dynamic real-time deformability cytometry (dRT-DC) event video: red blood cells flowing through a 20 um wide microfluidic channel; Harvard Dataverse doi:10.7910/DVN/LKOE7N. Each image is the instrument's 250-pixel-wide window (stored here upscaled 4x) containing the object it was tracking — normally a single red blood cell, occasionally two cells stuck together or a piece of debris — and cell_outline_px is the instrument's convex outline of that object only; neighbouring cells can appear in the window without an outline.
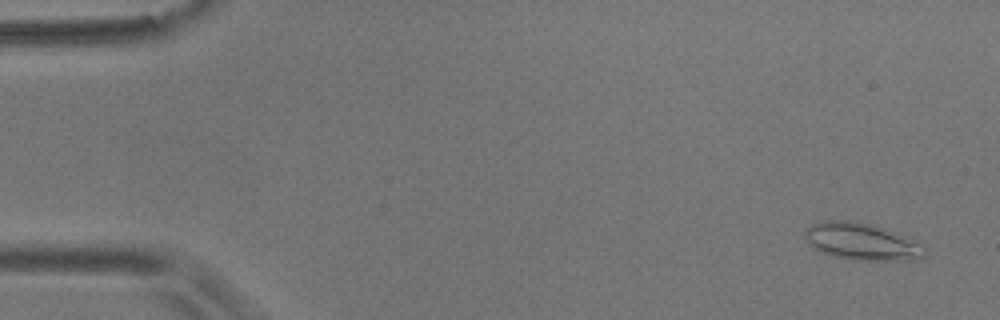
{"species": "common noctule bat (a hibernating species)", "species_latin": "Nyctalus noctula", "temperature_condition": "room temperature", "stored_images_in_passage": 56, "camera_frame_rate_fps": 3000, "um_per_image_px": 0.085, "animal": {"sex": "male", "body_mass_g": 17.9}, "frame": {"image": 1, "passage_image": 3, "time_ms": 0.667, "image_size_px": [1000, 320], "cell_outline_px": [[924, 256], [920, 260], [852, 260], [832, 256], [820, 252], [812, 248], [804, 236], [804, 228], [820, 220], [848, 220], [872, 224], [896, 232], [924, 244]], "centroid_in_image_um": [73.22, 20.53], "position_along_channel_um": 11.8, "area_um2": 26.36}}
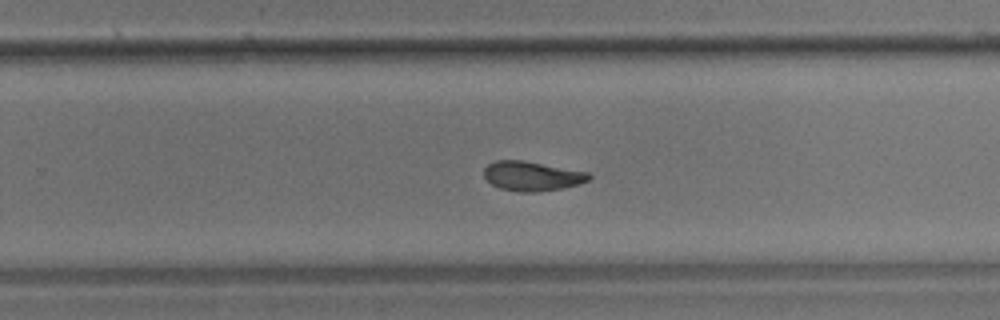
{"frame": {"image": 2, "passage_image": 36, "time_ms": 11.667, "image_size_px": [1000, 320], "cell_outline_px": [[592, 176], [588, 180], [564, 188], [540, 192], [520, 192], [500, 188], [492, 184], [484, 176], [484, 168], [488, 164], [496, 160], [524, 160], [588, 172]], "centroid_in_image_um": [45.21, 14.96], "position_along_channel_um": 284.6, "area_um2": 18.03}}
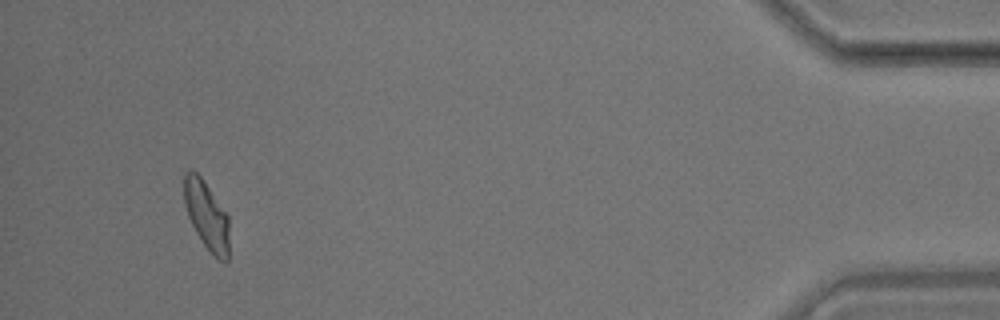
{"frame": {"image": 3, "passage_image": 53, "time_ms": 17.333, "image_size_px": [1000, 320], "cell_outline_px": [[228, 260], [224, 264], [216, 260], [204, 244], [196, 232], [188, 216], [184, 204], [184, 172], [192, 168], [204, 180], [228, 216]], "centroid_in_image_um": [17.55, 18.32], "position_along_channel_um": 417.6, "area_um2": 18.09}, "authors_computed_cell_mechanics": {"area_um2": 18.4382, "velocity_mm_per_s": 3.5741, "shape_relaxation_time_tau1_ms": 4.9172, "shape_relaxation_time_tau2_ms": 3.0147, "deformation_change_tau1": 0.1423, "deformation_change_tau2": 0.0935}}